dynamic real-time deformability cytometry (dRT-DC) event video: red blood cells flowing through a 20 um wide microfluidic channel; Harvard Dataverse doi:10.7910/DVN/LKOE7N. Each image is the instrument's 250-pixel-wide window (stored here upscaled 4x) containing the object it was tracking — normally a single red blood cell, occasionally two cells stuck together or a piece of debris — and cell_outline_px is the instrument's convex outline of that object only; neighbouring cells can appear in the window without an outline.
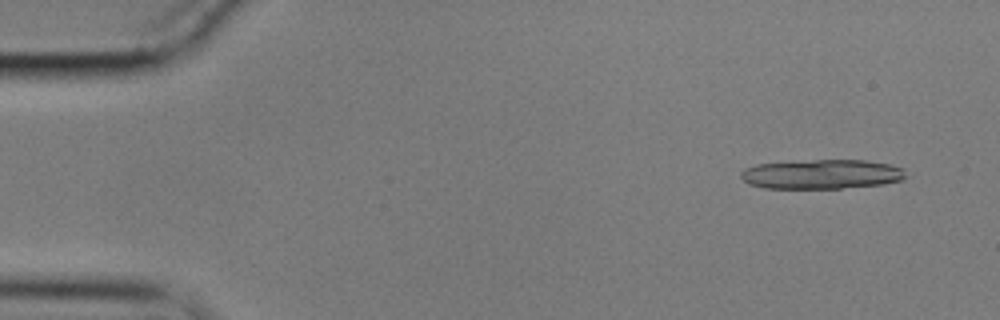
{"species": "common noctule bat (a hibernating species)", "species_latin": "Nyctalus noctula", "temperature_condition": "cold", "stored_images_in_passage": 13, "camera_frame_rate_fps": 3000, "um_per_image_px": 0.085, "animal": {"sex": "male", "body_mass_g": 17.9}, "frame": {"image": 1, "passage_image": 4, "time_ms": 1.0, "image_size_px": [1000, 320], "cell_outline_px": [[908, 176], [904, 180], [884, 184], [840, 188], [764, 188], [748, 184], [740, 176], [740, 172], [744, 168], [756, 164], [812, 160], [864, 160], [888, 164], [904, 168]], "centroid_in_image_um": [69.87, 14.81], "position_along_channel_um": 15.1, "area_um2": 28.5}}